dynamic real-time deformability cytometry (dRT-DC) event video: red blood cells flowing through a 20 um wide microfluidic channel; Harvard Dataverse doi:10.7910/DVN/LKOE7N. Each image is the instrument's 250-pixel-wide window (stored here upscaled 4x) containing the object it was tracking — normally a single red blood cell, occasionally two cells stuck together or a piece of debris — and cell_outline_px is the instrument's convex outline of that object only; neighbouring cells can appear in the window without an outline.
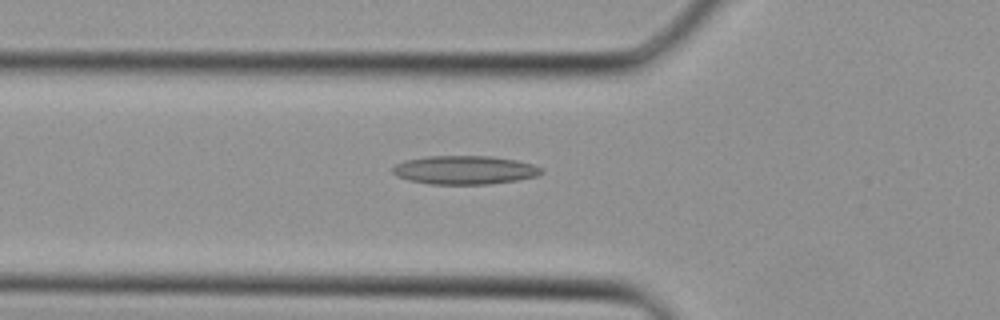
{"species": "Egyptian fruit bat (a non-hibernating species)", "species_latin": "Rousettus aegyptiacus", "temperature_condition": "cold", "stored_images_in_passage": 27, "camera_frame_rate_fps": 3000, "um_per_image_px": 0.085, "animal": {"sex": "female"}, "frame": {"image": 1, "passage_image": 3, "time_ms": 0.667, "image_size_px": [1000, 320], "cell_outline_px": [[544, 172], [536, 176], [516, 180], [488, 184], [428, 184], [408, 180], [396, 176], [392, 172], [392, 168], [396, 164], [404, 160], [428, 156], [492, 156], [516, 160], [532, 164], [544, 168]], "centroid_in_image_um": [39.48, 14.45], "position_along_channel_um": 86.3, "area_um2": 24.91}}
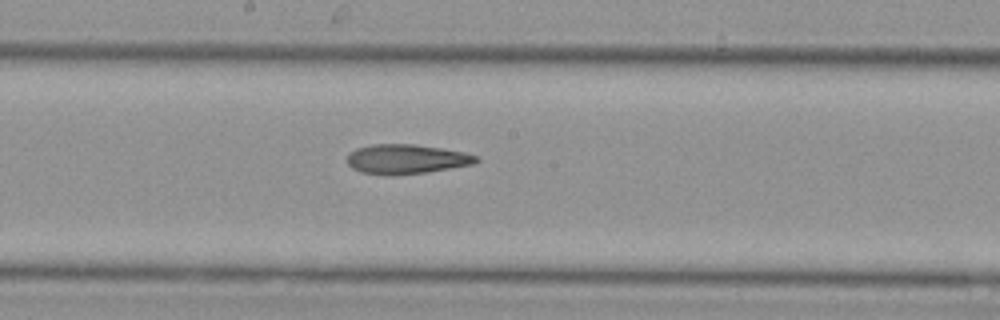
{"frame": {"image": 2, "passage_image": 10, "time_ms": 3.0, "image_size_px": [1000, 320], "cell_outline_px": [[480, 160], [476, 164], [428, 172], [388, 176], [360, 172], [352, 168], [348, 164], [348, 152], [356, 148], [372, 144], [416, 144], [464, 152], [480, 156]], "centroid_in_image_um": [34.56, 13.53], "position_along_channel_um": 213.6, "area_um2": 22.6}}
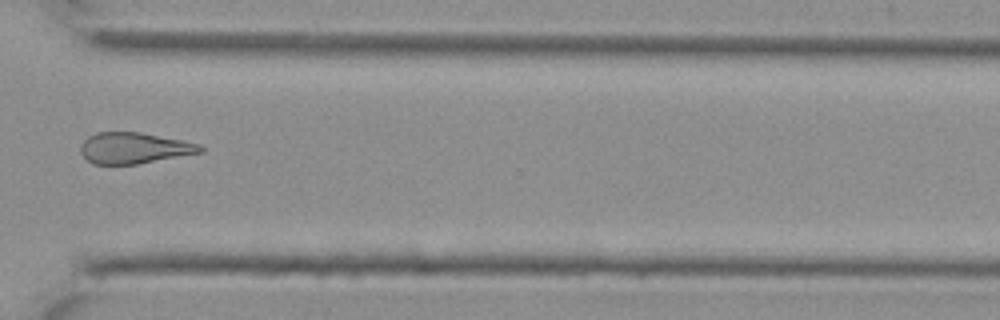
{"frame": {"image": 3, "passage_image": 18, "time_ms": 5.667, "image_size_px": [1000, 320], "cell_outline_px": [[204, 152], [136, 164], [92, 164], [80, 152], [80, 144], [88, 136], [96, 132], [140, 132], [200, 144], [204, 148]], "centroid_in_image_um": [11.38, 12.58], "position_along_channel_um": 359.2, "area_um2": 21.62}}